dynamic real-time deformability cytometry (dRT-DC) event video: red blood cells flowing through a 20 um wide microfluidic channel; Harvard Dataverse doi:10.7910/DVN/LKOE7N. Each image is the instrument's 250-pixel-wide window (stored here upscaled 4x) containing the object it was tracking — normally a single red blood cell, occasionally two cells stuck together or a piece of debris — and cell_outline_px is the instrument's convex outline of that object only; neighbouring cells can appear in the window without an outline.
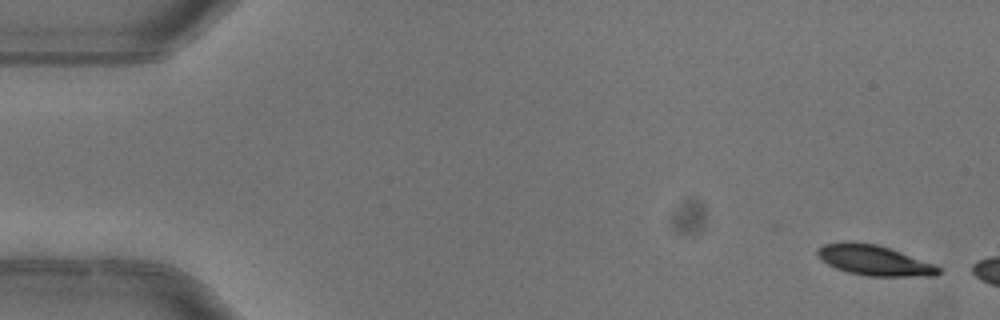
{"species": "common noctule bat (a hibernating species)", "species_latin": "Nyctalus noctula", "temperature_condition": "warm", "stored_images_in_passage": 3, "camera_frame_rate_fps": 3000, "um_per_image_px": 0.085, "animal": {"sex": "female"}, "frame": {"image": 1, "passage_image": 1, "time_ms": 0.0, "image_size_px": [1000, 320], "cell_outline_px": [[940, 272], [936, 276], [868, 276], [848, 272], [836, 268], [820, 260], [816, 256], [816, 252], [824, 244], [844, 240], [876, 244], [936, 264], [940, 268]], "centroid_in_image_um": [74.28, 22.12], "position_along_channel_um": 10.7, "area_um2": 21.44}}